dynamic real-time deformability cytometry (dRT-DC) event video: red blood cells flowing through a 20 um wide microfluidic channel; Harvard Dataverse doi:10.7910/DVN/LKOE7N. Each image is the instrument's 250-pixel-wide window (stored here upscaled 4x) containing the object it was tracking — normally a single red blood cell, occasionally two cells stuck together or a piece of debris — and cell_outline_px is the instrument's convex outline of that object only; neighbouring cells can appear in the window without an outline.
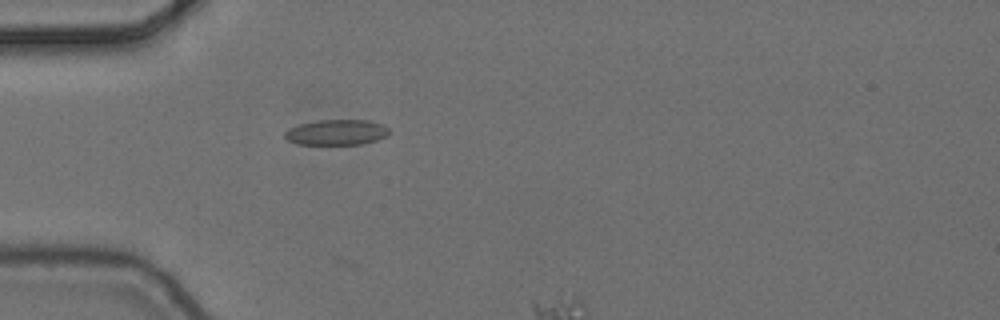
{"species": "common noctule bat (a hibernating species)", "species_latin": "Nyctalus noctula", "temperature_condition": "cold", "stored_images_in_passage": 4, "camera_frame_rate_fps": 3000, "um_per_image_px": 0.085, "animal": {"sex": "female", "body_mass_g": 24.6, "forearm_length_mm": 56.2}, "frame": {"image": 1, "passage_image": 1, "time_ms": 0.0, "image_size_px": [1000, 320], "cell_outline_px": [[392, 132], [388, 136], [376, 140], [360, 144], [296, 144], [288, 140], [284, 136], [284, 132], [288, 128], [300, 124], [316, 120], [368, 120], [384, 124]], "centroid_in_image_um": [28.63, 11.24], "position_along_channel_um": 56.4, "area_um2": 15.66}}
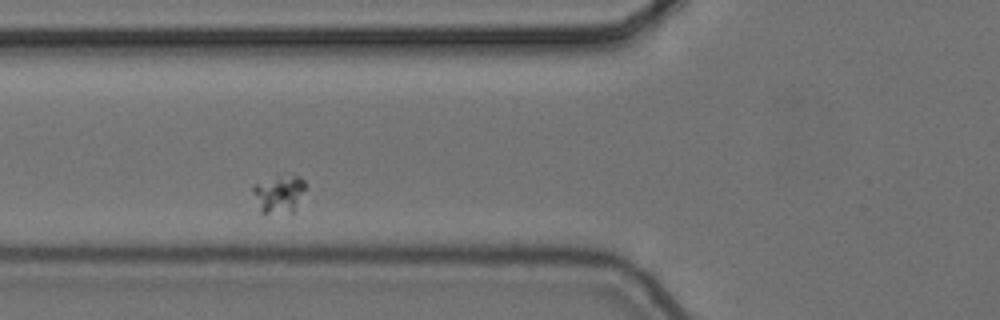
{"frame": {"image": 2, "passage_image": 3, "time_ms": 0.667, "image_size_px": [1000, 320], "cell_outline_px": [[304, 188], [292, 212], [260, 212], [252, 192], [252, 188], [256, 184], [276, 172], [300, 176], [304, 180]], "centroid_in_image_um": [23.66, 16.38], "position_along_channel_um": 102.1, "area_um2": 11.62}}
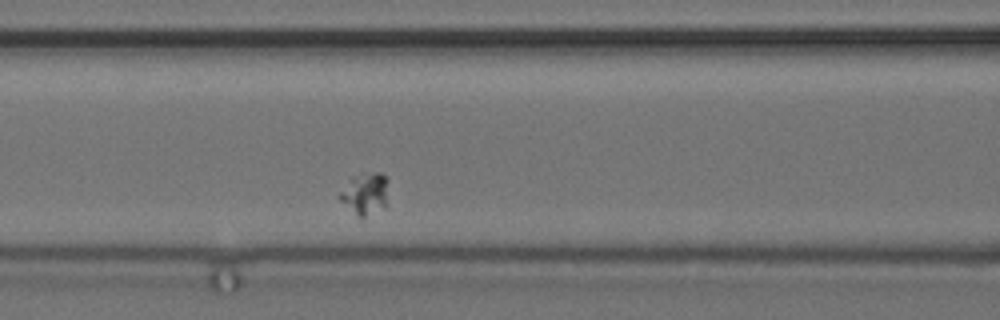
{"frame": {"image": 3, "passage_image": 4, "time_ms": 1.0, "image_size_px": [1000, 320], "cell_outline_px": [[388, 180], [384, 208], [364, 216], [356, 216], [340, 200], [340, 192], [348, 176], [376, 172], [380, 172]], "centroid_in_image_um": [30.99, 16.42], "position_along_channel_um": 135.6, "area_um2": 11.79}}